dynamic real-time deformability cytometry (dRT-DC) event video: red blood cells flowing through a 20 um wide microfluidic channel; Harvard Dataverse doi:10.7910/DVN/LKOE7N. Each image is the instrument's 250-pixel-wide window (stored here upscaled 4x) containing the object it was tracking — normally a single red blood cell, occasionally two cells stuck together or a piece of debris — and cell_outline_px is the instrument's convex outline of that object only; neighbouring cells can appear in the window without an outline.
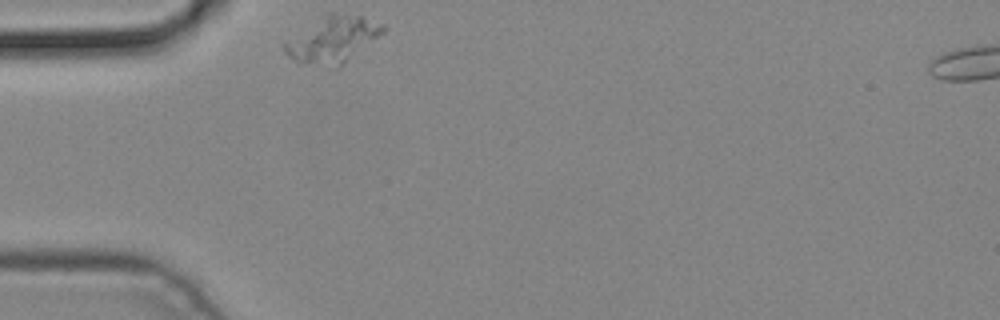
{"species": "common noctule bat (a hibernating species)", "species_latin": "Nyctalus noctula", "temperature_condition": "cold", "stored_images_in_passage": 2, "camera_frame_rate_fps": 3000, "um_per_image_px": 0.085, "animal": {"sex": "male", "body_mass_g": 19.2, "forearm_length_mm": 51.8}, "frame": {"image": 1, "passage_image": 1, "time_ms": 0.0, "image_size_px": [1000, 320], "cell_outline_px": [[384, 32], [344, 64], [300, 64], [288, 56], [284, 52], [280, 44], [328, 12], [336, 12], [360, 16], [384, 24]], "centroid_in_image_um": [28.24, 3.33], "position_along_channel_um": 56.8, "area_um2": 26.07}}